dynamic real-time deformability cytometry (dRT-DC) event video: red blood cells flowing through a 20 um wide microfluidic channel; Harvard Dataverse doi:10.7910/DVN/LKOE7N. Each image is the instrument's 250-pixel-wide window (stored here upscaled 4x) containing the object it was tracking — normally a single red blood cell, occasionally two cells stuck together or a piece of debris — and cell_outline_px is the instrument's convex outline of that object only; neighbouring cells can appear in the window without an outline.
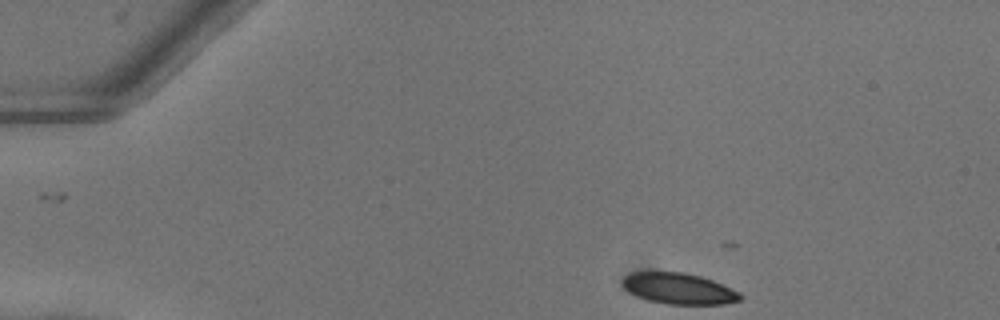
{"species": "common noctule bat (a hibernating species)", "species_latin": "Nyctalus noctula", "temperature_condition": "warm", "stored_images_in_passage": 10, "camera_frame_rate_fps": 3000, "um_per_image_px": 0.085, "animal": {"sex": "female"}, "frame": {"image": 1, "passage_image": 1, "time_ms": 0.0, "image_size_px": [1000, 320], "cell_outline_px": [[744, 296], [740, 300], [724, 304], [668, 304], [648, 300], [624, 288], [624, 276], [632, 272], [684, 272], [700, 276], [712, 280], [740, 292]], "centroid_in_image_um": [57.75, 24.53], "position_along_channel_um": 27.2, "area_um2": 20.98}}
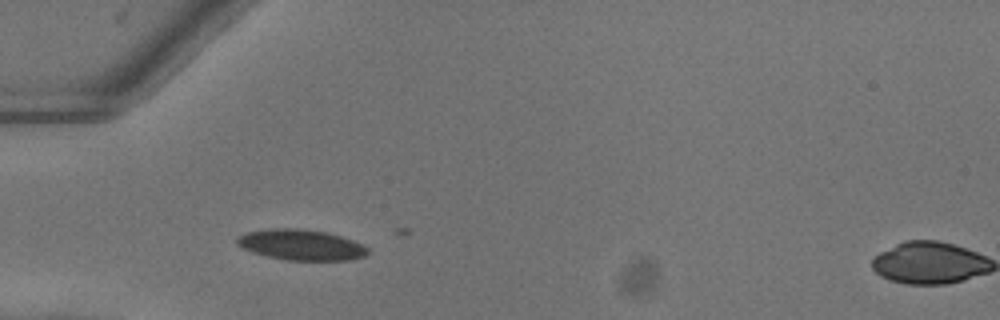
{"frame": {"image": 2, "passage_image": 9, "time_ms": 2.667, "image_size_px": [1000, 320], "cell_outline_px": [[368, 252], [364, 256], [348, 260], [284, 260], [252, 252], [236, 244], [236, 240], [244, 232], [268, 228], [300, 228], [328, 232], [352, 240], [368, 248]], "centroid_in_image_um": [25.56, 20.8], "position_along_channel_um": 59.4, "area_um2": 23.35}}